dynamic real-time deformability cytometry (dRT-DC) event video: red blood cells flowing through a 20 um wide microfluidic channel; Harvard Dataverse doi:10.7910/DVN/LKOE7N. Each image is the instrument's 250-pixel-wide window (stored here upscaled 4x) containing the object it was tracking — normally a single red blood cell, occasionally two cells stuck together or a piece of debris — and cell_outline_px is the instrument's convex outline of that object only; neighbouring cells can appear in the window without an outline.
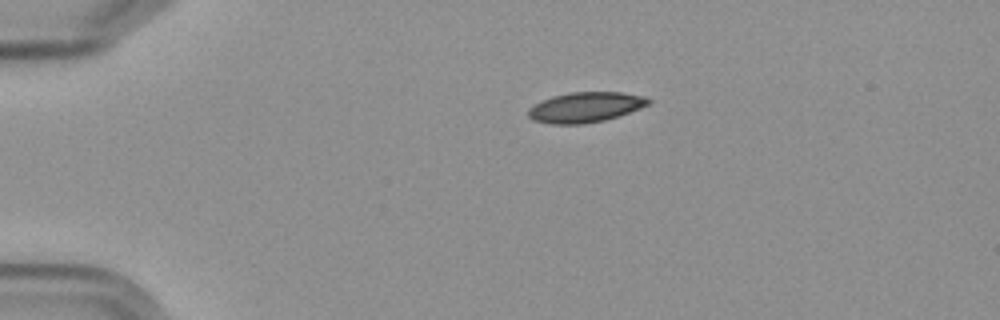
{"species": "Egyptian fruit bat (a non-hibernating species)", "species_latin": "Rousettus aegyptiacus", "temperature_condition": "cold", "stored_images_in_passage": 3, "camera_frame_rate_fps": 3000, "um_per_image_px": 0.085, "frame": {"image": 1, "passage_image": 1, "time_ms": 0.0, "image_size_px": [1000, 320], "cell_outline_px": [[652, 100], [648, 104], [640, 108], [620, 116], [604, 120], [580, 124], [552, 124], [532, 120], [528, 116], [528, 108], [552, 96], [568, 92], [620, 92], [644, 96]], "centroid_in_image_um": [49.76, 9.11], "position_along_channel_um": 35.2, "area_um2": 21.1}}
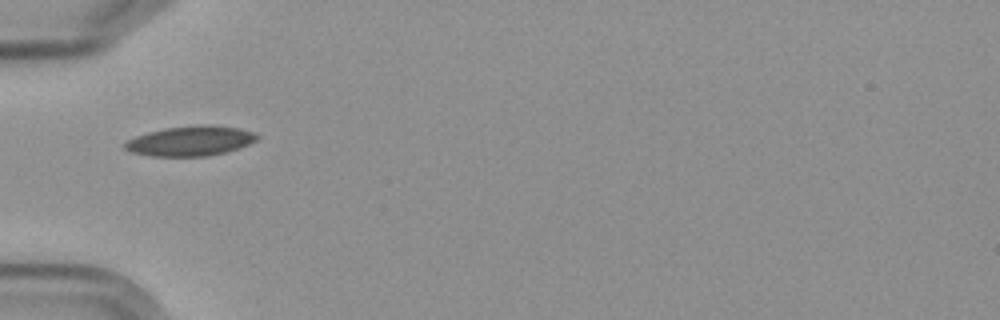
{"frame": {"image": 2, "passage_image": 3, "time_ms": 2.333, "image_size_px": [1000, 320], "cell_outline_px": [[260, 136], [256, 140], [248, 144], [224, 152], [208, 156], [152, 156], [132, 152], [124, 148], [124, 144], [128, 140], [136, 136], [148, 132], [164, 128], [196, 124], [212, 124], [240, 128], [252, 132]], "centroid_in_image_um": [16.19, 11.96], "position_along_channel_um": 68.8, "area_um2": 23.0}}